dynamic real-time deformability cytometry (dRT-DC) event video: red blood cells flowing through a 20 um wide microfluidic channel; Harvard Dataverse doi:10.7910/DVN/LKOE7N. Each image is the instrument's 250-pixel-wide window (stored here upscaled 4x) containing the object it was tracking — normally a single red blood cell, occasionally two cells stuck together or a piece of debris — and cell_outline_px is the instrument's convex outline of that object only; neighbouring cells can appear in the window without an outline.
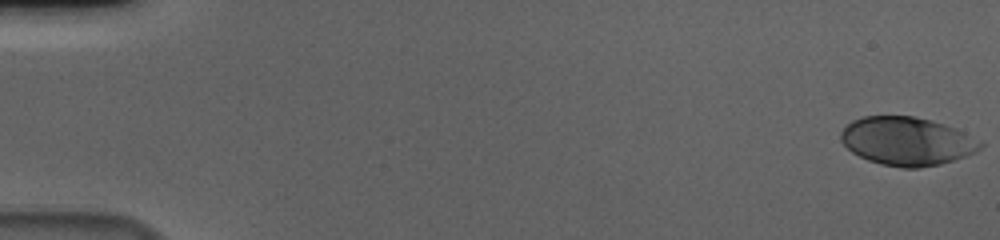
{"species": "human", "species_latin": "Homo sapiens", "temperature_condition": "cold", "stored_images_in_passage": 58, "camera_frame_rate_fps": 3000, "um_per_image_px": 0.085, "donor": {"sex": "male"}, "frame": {"image": 1, "passage_image": 1, "time_ms": 0.0, "image_size_px": [1000, 240], "cell_outline_px": [[984, 144], [976, 152], [940, 164], [920, 168], [904, 168], [880, 164], [868, 160], [852, 152], [840, 140], [840, 132], [852, 120], [864, 116], [912, 116], [944, 124], [964, 132], [980, 140]], "centroid_in_image_um": [77.08, 12.0], "position_along_channel_um": 7.9, "area_um2": 39.13}}
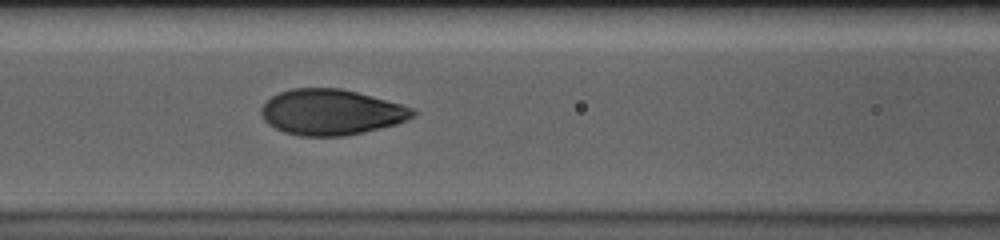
{"frame": {"image": 2, "passage_image": 26, "time_ms": 8.333, "image_size_px": [1000, 240], "cell_outline_px": [[416, 116], [408, 120], [396, 124], [364, 132], [344, 136], [300, 136], [284, 132], [268, 124], [264, 120], [260, 112], [260, 108], [272, 96], [280, 92], [292, 88], [340, 88], [372, 96], [400, 104], [412, 108], [416, 112]], "centroid_in_image_um": [28.14, 9.54], "position_along_channel_um": 138.5, "area_um2": 40.29}}
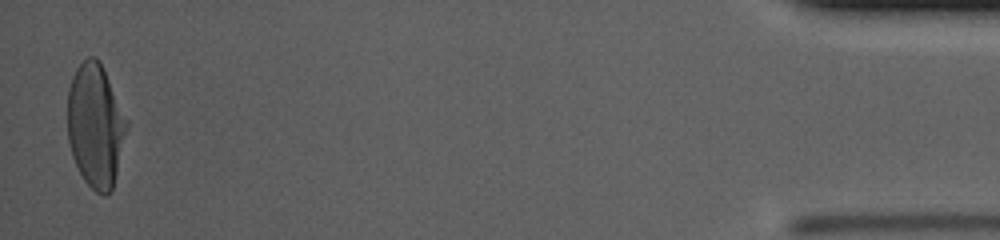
{"frame": {"image": 3, "passage_image": 57, "time_ms": 18.667, "image_size_px": [1000, 240], "cell_outline_px": [[128, 124], [112, 192], [104, 196], [96, 192], [84, 180], [72, 156], [68, 140], [68, 88], [72, 76], [76, 68], [88, 56], [96, 56], [104, 68], [128, 120]], "centroid_in_image_um": [8.12, 10.66], "position_along_channel_um": 427.1, "area_um2": 42.71}, "authors_computed_cell_mechanics": {"area_um2": 40.46, "velocity_mm_per_s": 3.617, "shape_relaxation_time_tau1_ms": 3.5051, "shape_relaxation_time_tau2_ms": null, "deformation_change_tau1": 0.1915, "deformation_change_tau2": null}}